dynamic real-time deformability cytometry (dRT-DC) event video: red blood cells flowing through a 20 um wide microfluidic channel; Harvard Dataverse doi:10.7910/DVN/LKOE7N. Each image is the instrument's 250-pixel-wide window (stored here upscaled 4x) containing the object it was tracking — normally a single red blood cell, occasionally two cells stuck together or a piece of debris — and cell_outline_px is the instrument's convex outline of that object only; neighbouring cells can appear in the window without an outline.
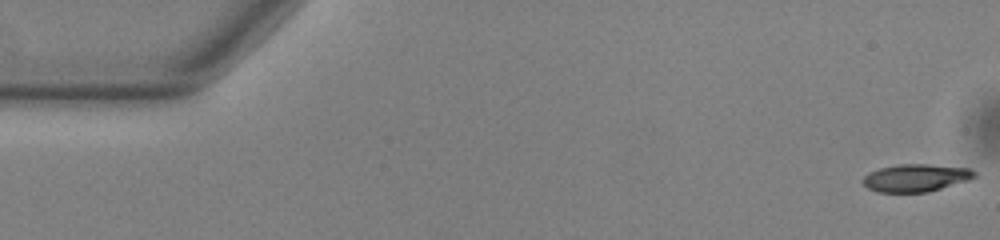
{"species": "common noctule bat (a hibernating species)", "species_latin": "Nyctalus noctula", "temperature_condition": "warm", "stored_images_in_passage": 13, "camera_frame_rate_fps": 3000, "um_per_image_px": 0.085, "animal": {"sex": "male", "body_mass_g": 13.0, "forearm_length_mm": 53.1}, "frame": {"image": 1, "passage_image": 1, "time_ms": 0.0, "image_size_px": [1000, 240], "cell_outline_px": [[976, 176], [968, 180], [928, 192], [876, 192], [868, 188], [860, 180], [864, 176], [880, 168], [900, 164], [928, 164], [972, 168], [976, 172]], "centroid_in_image_um": [77.86, 15.11], "position_along_channel_um": 7.1, "area_um2": 17.92}}
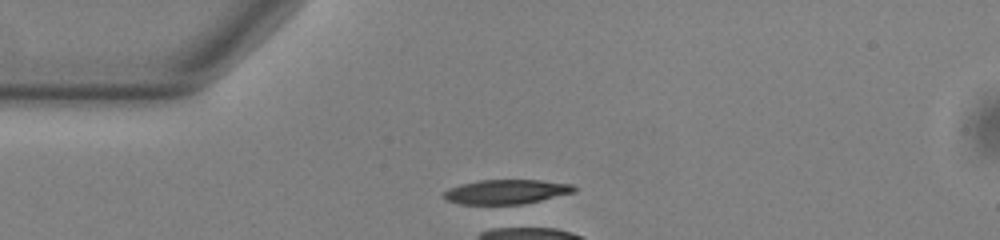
{"frame": {"image": 2, "passage_image": 13, "time_ms": 4.0, "image_size_px": [1000, 240], "cell_outline_px": [[576, 192], [524, 204], [460, 204], [448, 200], [444, 196], [444, 192], [448, 188], [460, 184], [480, 180], [540, 180], [572, 184], [576, 188]], "centroid_in_image_um": [43.06, 16.3], "position_along_channel_um": 41.9, "area_um2": 18.55}}